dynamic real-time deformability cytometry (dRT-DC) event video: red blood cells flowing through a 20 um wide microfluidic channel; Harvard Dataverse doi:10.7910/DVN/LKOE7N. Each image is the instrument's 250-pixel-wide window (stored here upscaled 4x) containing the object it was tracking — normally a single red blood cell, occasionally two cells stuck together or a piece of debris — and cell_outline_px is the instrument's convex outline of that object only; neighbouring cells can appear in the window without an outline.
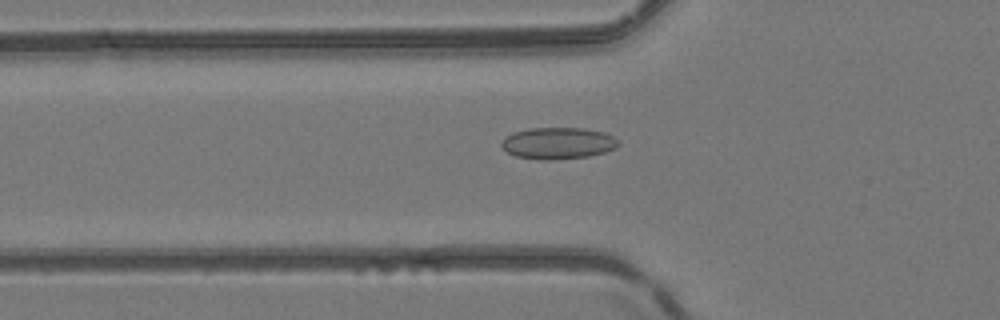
{"species": "common noctule bat (a hibernating species)", "species_latin": "Nyctalus noctula", "temperature_condition": "room temperature", "stored_images_in_passage": 41, "camera_frame_rate_fps": 3000, "um_per_image_px": 0.085, "animal": {"sex": "female", "body_mass_g": 24.6, "forearm_length_mm": 56.2}, "frame": {"image": 1, "passage_image": 8, "time_ms": 2.333, "image_size_px": [1000, 320], "cell_outline_px": [[620, 144], [616, 148], [604, 152], [588, 156], [552, 160], [544, 160], [516, 156], [508, 152], [500, 144], [512, 132], [528, 128], [584, 128], [604, 132], [620, 140]], "centroid_in_image_um": [47.47, 12.16], "position_along_channel_um": 78.3, "area_um2": 21.5}}
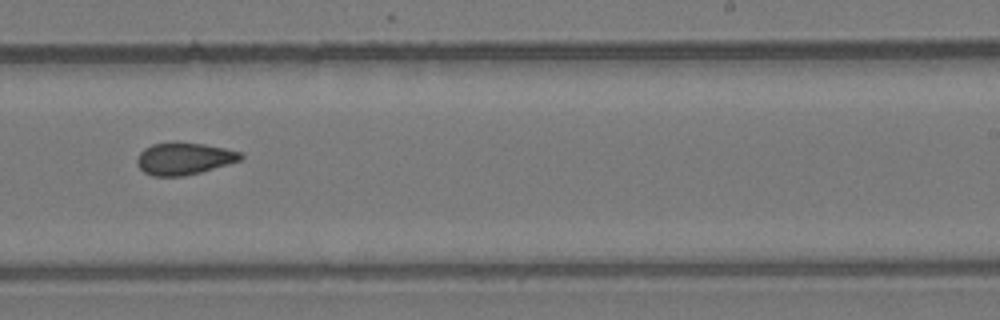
{"frame": {"image": 2, "passage_image": 22, "time_ms": 7.0, "image_size_px": [1000, 320], "cell_outline_px": [[244, 156], [240, 160], [228, 164], [200, 172], [184, 176], [152, 176], [144, 172], [136, 164], [136, 160], [140, 152], [144, 148], [152, 144], [176, 140], [204, 144], [224, 148], [240, 152]], "centroid_in_image_um": [15.6, 13.46], "position_along_channel_um": 273.4, "area_um2": 19.65}}
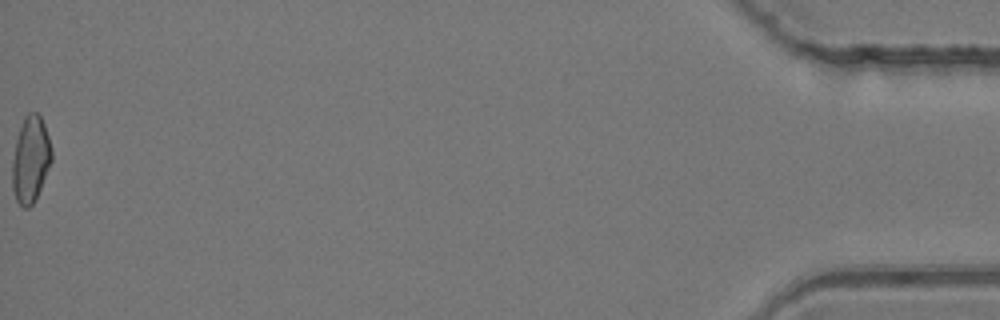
{"frame": {"image": 3, "passage_image": 41, "time_ms": 13.333, "image_size_px": [1000, 320], "cell_outline_px": [[52, 160], [36, 200], [28, 208], [24, 208], [16, 200], [12, 188], [12, 160], [16, 140], [24, 116], [28, 112], [36, 112], [40, 116], [44, 124], [48, 136], [52, 152]], "centroid_in_image_um": [2.59, 13.57], "position_along_channel_um": 432.6, "area_um2": 19.83}, "authors_computed_cell_mechanics": {"area_um2": 19.5942, "velocity_mm_per_s": 4.1688, "shape_relaxation_time_tau1_ms": null, "shape_relaxation_time_tau2_ms": 2.7878, "deformation_change_tau1": null, "deformation_change_tau2": 0.0835}}